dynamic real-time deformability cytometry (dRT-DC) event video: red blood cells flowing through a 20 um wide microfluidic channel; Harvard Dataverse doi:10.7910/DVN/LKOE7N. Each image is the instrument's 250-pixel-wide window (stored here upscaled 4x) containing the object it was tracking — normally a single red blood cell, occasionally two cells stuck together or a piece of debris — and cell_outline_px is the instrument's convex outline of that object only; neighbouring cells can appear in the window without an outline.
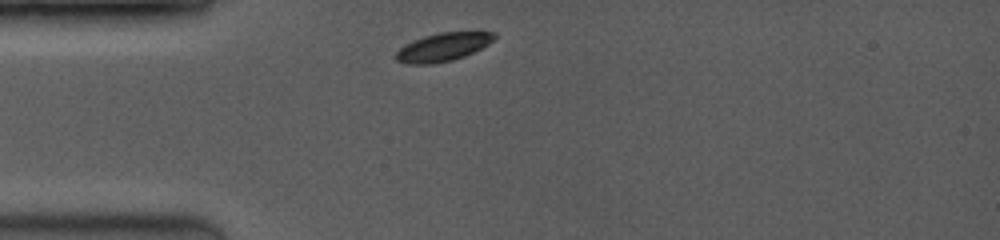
{"species": "common noctule bat (a hibernating species)", "species_latin": "Nyctalus noctula", "temperature_condition": "room temperature", "stored_images_in_passage": 31, "camera_frame_rate_fps": 3500, "um_per_image_px": 0.085, "animal": {"sex": "female", "body_mass_g": 19.0, "forearm_length_mm": 53.3}, "frame": {"image": 1, "passage_image": 1, "time_ms": 0.0, "image_size_px": [1000, 240], "cell_outline_px": [[496, 36], [488, 44], [464, 56], [452, 60], [432, 64], [408, 64], [396, 60], [396, 52], [404, 44], [424, 36], [440, 32], [496, 32]], "centroid_in_image_um": [37.62, 4.0], "position_along_channel_um": 47.4, "area_um2": 16.01}}
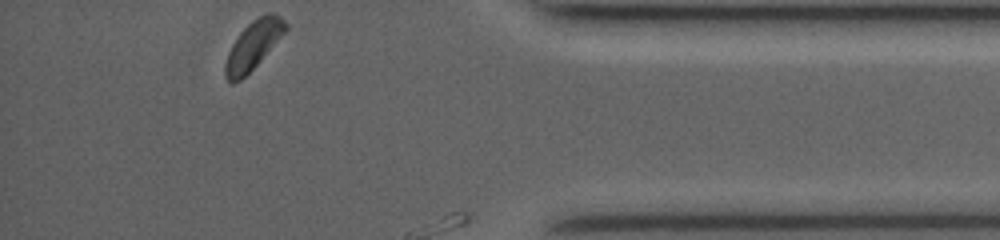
{"frame": {"image": 2, "passage_image": 31, "time_ms": 10.0, "image_size_px": [1000, 240], "cell_outline_px": [[288, 28], [260, 60], [240, 80], [232, 84], [224, 76], [224, 64], [228, 52], [232, 44], [240, 32], [252, 20], [268, 12], [272, 12], [280, 16], [288, 24]], "centroid_in_image_um": [21.51, 3.83], "position_along_channel_um": 413.7, "area_um2": 16.7}}